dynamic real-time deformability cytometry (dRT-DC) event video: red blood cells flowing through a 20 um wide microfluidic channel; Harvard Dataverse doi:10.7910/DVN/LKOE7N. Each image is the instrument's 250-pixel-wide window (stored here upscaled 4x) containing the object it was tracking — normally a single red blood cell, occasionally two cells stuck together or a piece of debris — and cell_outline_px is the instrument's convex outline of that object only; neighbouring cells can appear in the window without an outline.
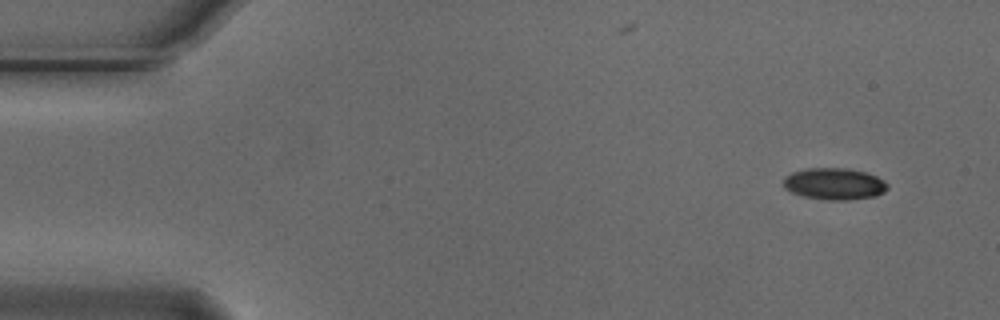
{"species": "Egyptian fruit bat (a non-hibernating species)", "species_latin": "Rousettus aegyptiacus", "temperature_condition": "cold", "stored_images_in_passage": 5, "segment_of_instrument_passage": [1, 2], "camera_frame_rate_fps": 3000, "um_per_image_px": 0.085, "animal": {"sex": "male"}, "frame": {"image": 1, "passage_image": 1, "time_ms": 0.0, "image_size_px": [1000, 320], "cell_outline_px": [[888, 188], [884, 192], [876, 196], [848, 200], [828, 200], [804, 196], [792, 192], [784, 188], [784, 176], [792, 172], [808, 168], [848, 168], [864, 172], [876, 176], [884, 180], [888, 184]], "centroid_in_image_um": [70.93, 15.62], "position_along_channel_um": 14.1, "area_um2": 19.25}}